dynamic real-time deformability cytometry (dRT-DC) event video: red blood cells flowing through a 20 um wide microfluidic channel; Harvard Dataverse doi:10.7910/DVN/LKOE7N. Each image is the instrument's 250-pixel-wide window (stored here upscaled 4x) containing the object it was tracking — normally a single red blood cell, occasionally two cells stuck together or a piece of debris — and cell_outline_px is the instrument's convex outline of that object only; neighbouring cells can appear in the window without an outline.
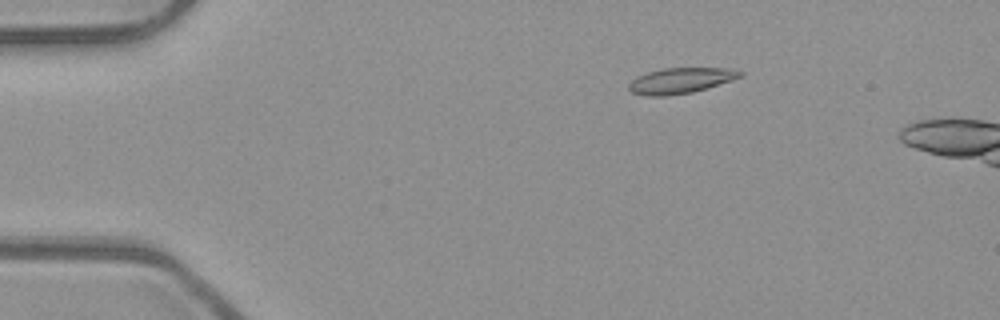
{"species": "common noctule bat (a hibernating species)", "species_latin": "Nyctalus noctula", "temperature_condition": "room temperature", "stored_images_in_passage": 14, "camera_frame_rate_fps": 3000, "um_per_image_px": 0.085, "animal": {"sex": "male", "body_mass_g": 23.1, "forearm_length_mm": 52.7}, "frame": {"image": 1, "passage_image": 10, "time_ms": 3.0, "image_size_px": [1000, 320], "cell_outline_px": [[744, 76], [732, 80], [692, 92], [664, 96], [644, 96], [632, 92], [628, 88], [628, 84], [636, 76], [648, 72], [664, 68], [724, 68], [744, 72]], "centroid_in_image_um": [57.82, 6.85], "position_along_channel_um": 27.2, "area_um2": 16.53}}